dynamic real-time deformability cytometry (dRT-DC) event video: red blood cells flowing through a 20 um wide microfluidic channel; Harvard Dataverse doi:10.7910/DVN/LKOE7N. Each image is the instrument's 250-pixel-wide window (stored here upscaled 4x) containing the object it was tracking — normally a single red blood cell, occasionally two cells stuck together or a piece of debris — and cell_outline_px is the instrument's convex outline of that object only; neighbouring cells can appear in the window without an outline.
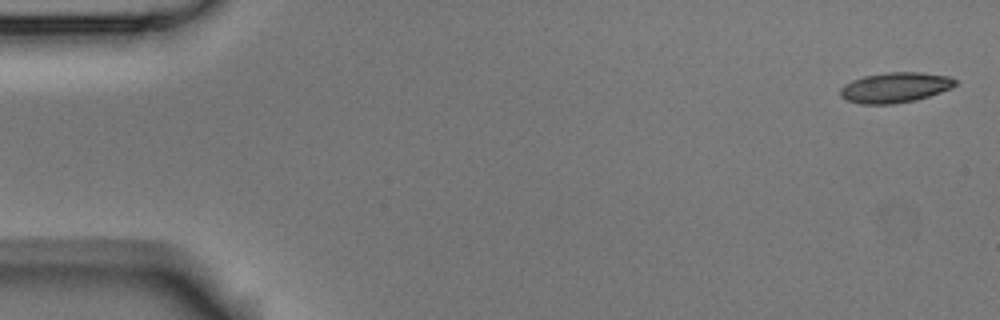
{"species": "Egyptian fruit bat (a non-hibernating species)", "species_latin": "Rousettus aegyptiacus", "temperature_condition": "room temperature", "stored_images_in_passage": 4, "camera_frame_rate_fps": 3000, "um_per_image_px": 0.085, "animal": {"sex": "male"}, "frame": {"image": 1, "passage_image": 1, "time_ms": 0.0, "image_size_px": [1000, 320], "cell_outline_px": [[956, 84], [952, 88], [916, 100], [892, 104], [860, 104], [848, 100], [840, 96], [840, 88], [844, 84], [852, 80], [864, 76], [888, 72], [924, 72], [948, 76], [956, 80]], "centroid_in_image_um": [76.08, 7.43], "position_along_channel_um": 8.9, "area_um2": 20.29}}
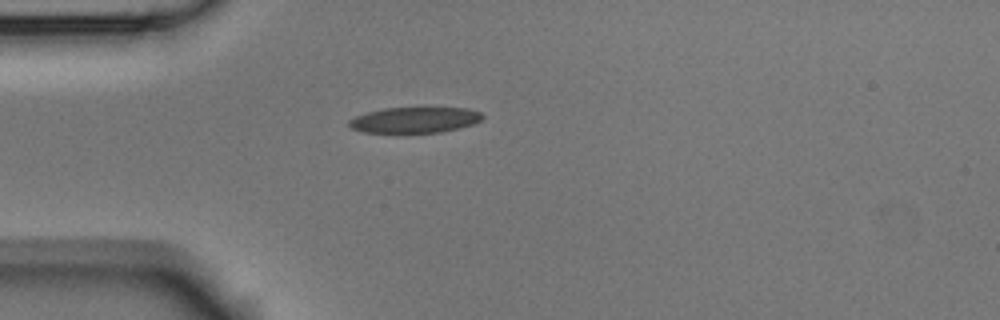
{"frame": {"image": 2, "passage_image": 4, "time_ms": 1.0, "image_size_px": [1000, 320], "cell_outline_px": [[484, 116], [480, 120], [472, 124], [440, 132], [404, 136], [364, 132], [352, 128], [348, 124], [348, 120], [356, 116], [368, 112], [384, 108], [468, 108], [480, 112]], "centroid_in_image_um": [35.19, 10.25], "position_along_channel_um": 49.8, "area_um2": 20.75}}